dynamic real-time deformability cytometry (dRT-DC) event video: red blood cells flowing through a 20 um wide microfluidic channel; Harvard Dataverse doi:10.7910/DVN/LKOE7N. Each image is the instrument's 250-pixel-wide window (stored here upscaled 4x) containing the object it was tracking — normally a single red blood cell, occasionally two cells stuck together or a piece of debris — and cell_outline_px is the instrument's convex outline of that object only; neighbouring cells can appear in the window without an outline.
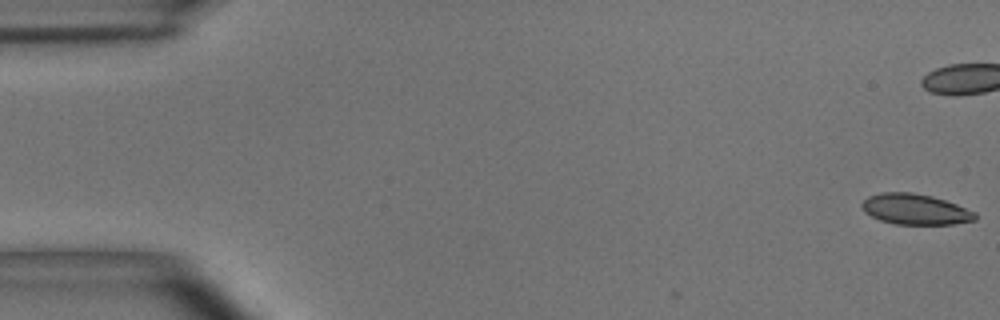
{"species": "common noctule bat (a hibernating species)", "species_latin": "Nyctalus noctula", "temperature_condition": "room temperature", "stored_images_in_passage": 3, "camera_frame_rate_fps": 3000, "um_per_image_px": 0.085, "animal": {"sex": "male", "body_mass_g": 15.6}, "frame": {"image": 1, "passage_image": 1, "time_ms": 0.0, "image_size_px": [1000, 320], "cell_outline_px": [[976, 220], [952, 224], [896, 224], [880, 220], [864, 212], [860, 204], [868, 196], [880, 192], [912, 192], [932, 196], [956, 204], [976, 212]], "centroid_in_image_um": [77.78, 17.78], "position_along_channel_um": 7.2, "area_um2": 20.23}}